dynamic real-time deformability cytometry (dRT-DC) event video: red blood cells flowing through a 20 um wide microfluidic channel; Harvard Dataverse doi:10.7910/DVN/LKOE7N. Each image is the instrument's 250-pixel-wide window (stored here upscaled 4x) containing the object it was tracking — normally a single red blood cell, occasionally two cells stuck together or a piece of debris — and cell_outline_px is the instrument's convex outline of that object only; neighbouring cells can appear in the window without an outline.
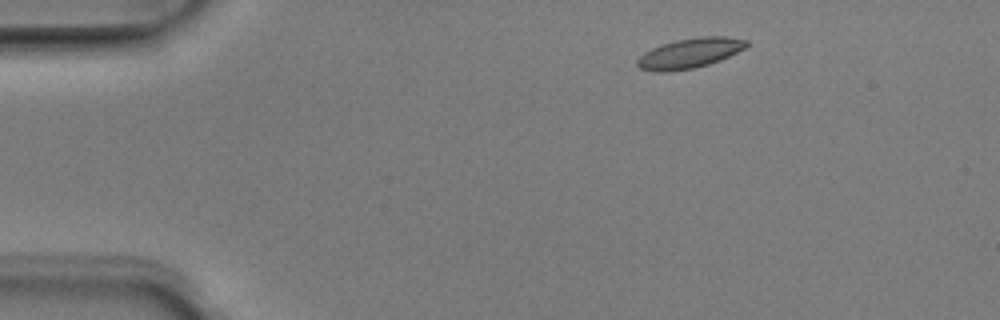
{"species": "Egyptian fruit bat (a non-hibernating species)", "species_latin": "Rousettus aegyptiacus", "temperature_condition": "room temperature", "stored_images_in_passage": 4, "segment_of_instrument_passage": [1, 2], "camera_frame_rate_fps": 3000, "um_per_image_px": 0.085, "animal": {"sex": "male"}, "frame": {"image": 1, "passage_image": 1, "time_ms": 0.0, "image_size_px": [1000, 320], "cell_outline_px": [[748, 44], [744, 48], [720, 60], [708, 64], [692, 68], [668, 72], [652, 72], [640, 68], [636, 64], [636, 60], [644, 52], [652, 48], [676, 40], [700, 36], [724, 36], [748, 40]], "centroid_in_image_um": [58.59, 4.52], "position_along_channel_um": 26.4, "area_um2": 18.96}}